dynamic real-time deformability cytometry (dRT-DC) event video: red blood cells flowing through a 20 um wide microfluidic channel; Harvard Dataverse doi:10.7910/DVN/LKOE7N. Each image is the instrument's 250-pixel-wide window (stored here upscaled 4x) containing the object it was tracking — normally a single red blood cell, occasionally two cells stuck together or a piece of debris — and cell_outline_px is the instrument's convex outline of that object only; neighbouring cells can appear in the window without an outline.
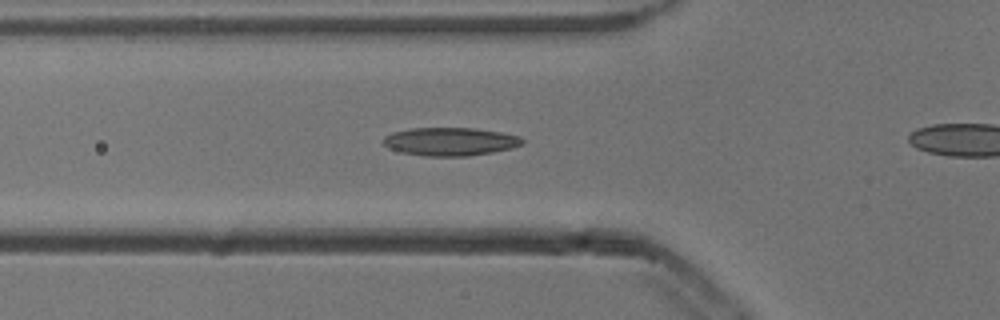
{"species": "common noctule bat (a hibernating species)", "species_latin": "Nyctalus noctula", "temperature_condition": "cold", "stored_images_in_passage": 28, "camera_frame_rate_fps": 3000, "um_per_image_px": 0.085, "animal": {"sex": "male", "body_mass_g": 13.3}, "frame": {"image": 1, "passage_image": 3, "time_ms": 0.667, "image_size_px": [1000, 320], "cell_outline_px": [[524, 144], [512, 148], [492, 152], [468, 156], [424, 156], [404, 152], [388, 148], [380, 140], [384, 136], [392, 132], [412, 128], [476, 128], [500, 132], [520, 136], [524, 140]], "centroid_in_image_um": [38.27, 12.03], "position_along_channel_um": 87.5, "area_um2": 22.95}}
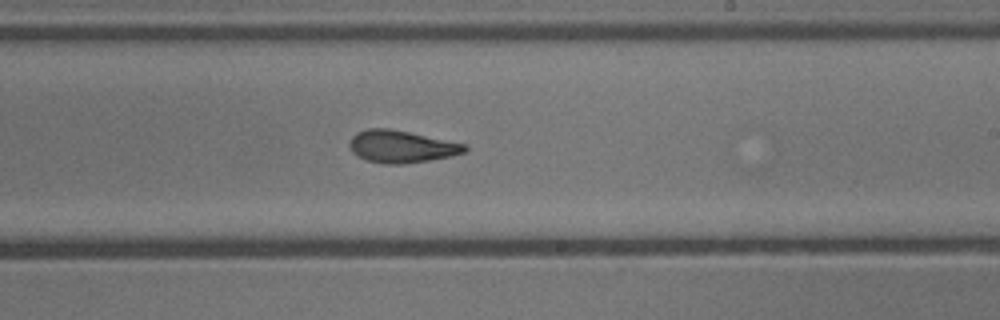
{"frame": {"image": 2, "passage_image": 16, "time_ms": 5.0, "image_size_px": [1000, 320], "cell_outline_px": [[468, 148], [464, 152], [448, 156], [428, 160], [404, 164], [384, 164], [368, 160], [352, 152], [348, 144], [352, 136], [356, 132], [368, 128], [392, 128], [468, 144]], "centroid_in_image_um": [34.11, 12.43], "position_along_channel_um": 254.9, "area_um2": 21.73}}
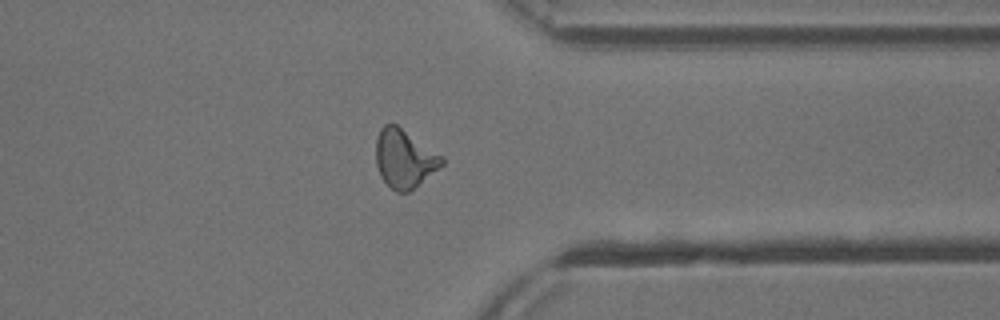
{"frame": {"image": 3, "passage_image": 26, "time_ms": 8.333, "image_size_px": [1000, 320], "cell_outline_px": [[444, 164], [408, 192], [396, 192], [380, 176], [376, 164], [376, 140], [380, 128], [384, 124], [396, 124], [444, 156]], "centroid_in_image_um": [34.37, 13.46], "position_along_channel_um": 377.0, "area_um2": 22.31}}